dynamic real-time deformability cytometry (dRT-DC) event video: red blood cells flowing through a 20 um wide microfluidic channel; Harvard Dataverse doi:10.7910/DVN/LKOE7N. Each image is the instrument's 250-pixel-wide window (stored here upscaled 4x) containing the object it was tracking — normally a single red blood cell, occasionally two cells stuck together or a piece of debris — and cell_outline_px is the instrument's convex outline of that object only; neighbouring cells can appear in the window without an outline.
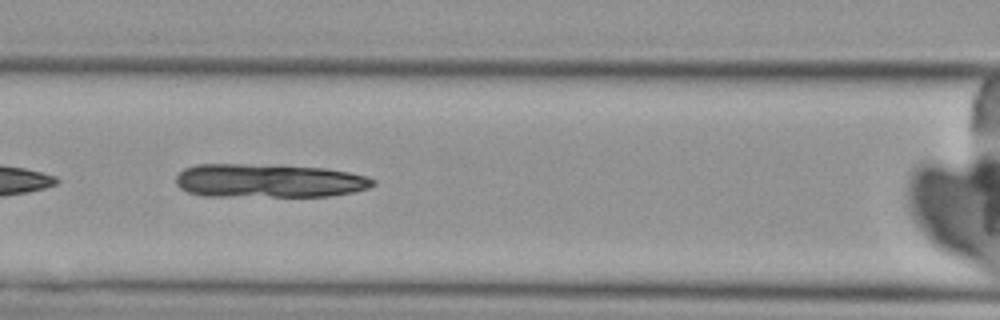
{"species": "Egyptian fruit bat (a non-hibernating species)", "species_latin": "Rousettus aegyptiacus", "temperature_condition": "cold", "stored_images_in_passage": 8, "camera_frame_rate_fps": 3000, "um_per_image_px": 0.085, "animal": {"sex": "female"}, "frame": {"image": 1, "passage_image": 7, "time_ms": 7.0, "image_size_px": [1000, 320], "cell_outline_px": [[376, 184], [368, 188], [352, 192], [328, 196], [200, 196], [188, 192], [180, 188], [176, 184], [176, 176], [184, 168], [196, 164], [244, 164], [324, 168], [348, 172], [368, 176], [376, 180]], "centroid_in_image_um": [22.83, 15.37], "position_along_channel_um": 143.8, "area_um2": 38.73}}
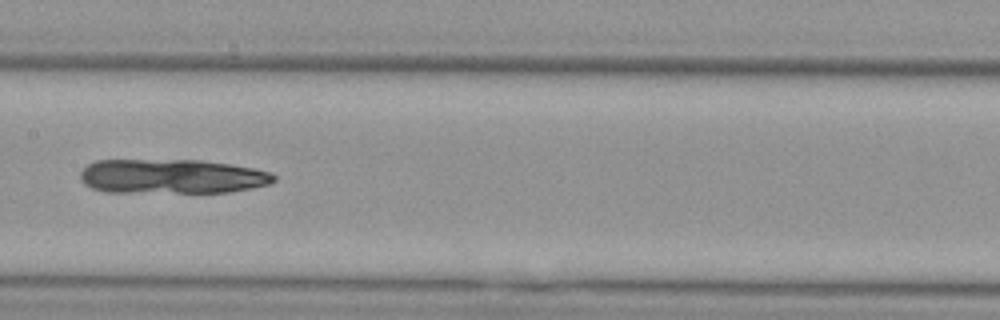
{"frame": {"image": 2, "passage_image": 8, "time_ms": 8.333, "image_size_px": [1000, 320], "cell_outline_px": [[276, 180], [268, 184], [252, 188], [228, 192], [104, 192], [92, 188], [84, 184], [80, 180], [80, 172], [88, 164], [96, 160], [200, 160], [228, 164], [252, 168], [272, 172], [276, 176]], "centroid_in_image_um": [14.58, 14.99], "position_along_channel_um": 192.8, "area_um2": 39.02}}